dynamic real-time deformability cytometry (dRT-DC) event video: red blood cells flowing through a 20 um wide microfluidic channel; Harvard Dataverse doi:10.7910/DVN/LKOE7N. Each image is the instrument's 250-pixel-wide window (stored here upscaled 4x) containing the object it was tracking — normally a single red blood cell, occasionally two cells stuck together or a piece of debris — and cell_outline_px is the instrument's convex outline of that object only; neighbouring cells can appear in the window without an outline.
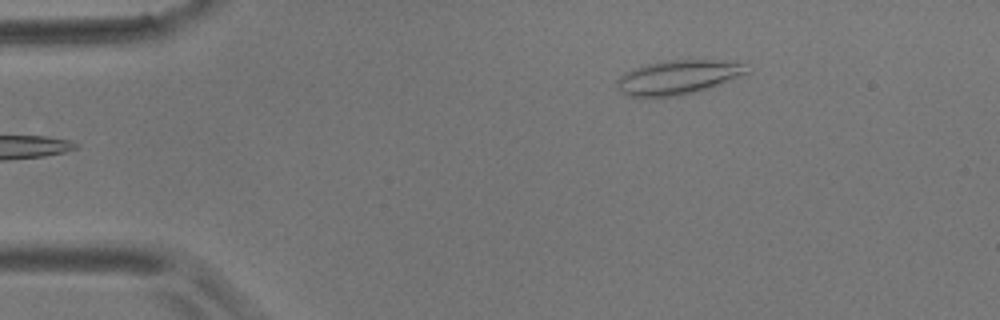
{"species": "common noctule bat (a hibernating species)", "species_latin": "Nyctalus noctula", "temperature_condition": "room temperature", "stored_images_in_passage": 2, "camera_frame_rate_fps": 3000, "um_per_image_px": 0.085, "animal": {"sex": "male", "body_mass_g": 17.9}, "frame": {"image": 1, "passage_image": 2, "time_ms": 1.0, "image_size_px": [1000, 320], "cell_outline_px": [[752, 72], [720, 84], [696, 92], [680, 96], [624, 96], [620, 92], [616, 84], [616, 80], [624, 72], [632, 68], [644, 64], [664, 60], [716, 60], [740, 64]], "centroid_in_image_um": [57.56, 6.57], "position_along_channel_um": 27.4, "area_um2": 25.95}}